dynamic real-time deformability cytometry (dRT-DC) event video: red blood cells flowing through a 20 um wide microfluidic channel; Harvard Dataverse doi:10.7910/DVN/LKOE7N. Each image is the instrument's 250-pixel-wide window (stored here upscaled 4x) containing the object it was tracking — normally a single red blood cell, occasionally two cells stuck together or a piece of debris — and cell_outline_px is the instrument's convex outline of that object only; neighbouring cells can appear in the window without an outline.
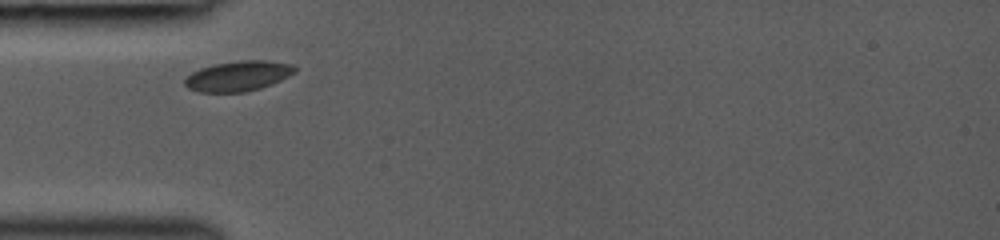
{"species": "common noctule bat (a hibernating species)", "species_latin": "Nyctalus noctula", "temperature_condition": "room temperature", "stored_images_in_passage": 2, "camera_frame_rate_fps": 3000, "um_per_image_px": 0.085, "animal": {"sex": "female", "body_mass_g": 19.0, "forearm_length_mm": 53.3}, "frame": {"image": 1, "passage_image": 1, "time_ms": 0.0, "image_size_px": [1000, 240], "cell_outline_px": [[296, 72], [272, 84], [260, 88], [244, 92], [200, 92], [188, 88], [184, 84], [184, 80], [192, 72], [200, 68], [216, 64], [240, 60], [268, 60], [292, 64], [296, 68]], "centroid_in_image_um": [20.26, 6.46], "position_along_channel_um": 64.7, "area_um2": 19.31}}